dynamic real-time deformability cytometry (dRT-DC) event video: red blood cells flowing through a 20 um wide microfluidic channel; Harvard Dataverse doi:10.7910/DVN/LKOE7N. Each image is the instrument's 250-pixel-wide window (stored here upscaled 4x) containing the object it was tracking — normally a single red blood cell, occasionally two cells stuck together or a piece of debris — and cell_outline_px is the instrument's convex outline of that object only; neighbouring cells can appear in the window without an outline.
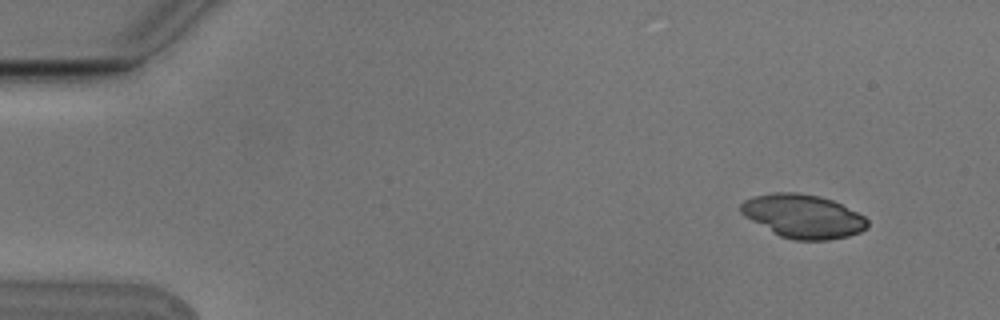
{"species": "Egyptian fruit bat (a non-hibernating species)", "species_latin": "Rousettus aegyptiacus", "temperature_condition": "cold", "stored_images_in_passage": 2, "camera_frame_rate_fps": 3000, "um_per_image_px": 0.085, "animal": {"sex": "male"}, "frame": {"image": 1, "passage_image": 2, "time_ms": 0.333, "image_size_px": [1000, 320], "cell_outline_px": [[868, 228], [860, 232], [848, 236], [828, 240], [792, 240], [780, 236], [744, 216], [740, 212], [740, 204], [744, 200], [752, 196], [772, 192], [796, 192], [820, 196], [832, 200], [864, 216], [868, 220]], "centroid_in_image_um": [68.24, 18.37], "position_along_channel_um": 16.8, "area_um2": 32.19}}